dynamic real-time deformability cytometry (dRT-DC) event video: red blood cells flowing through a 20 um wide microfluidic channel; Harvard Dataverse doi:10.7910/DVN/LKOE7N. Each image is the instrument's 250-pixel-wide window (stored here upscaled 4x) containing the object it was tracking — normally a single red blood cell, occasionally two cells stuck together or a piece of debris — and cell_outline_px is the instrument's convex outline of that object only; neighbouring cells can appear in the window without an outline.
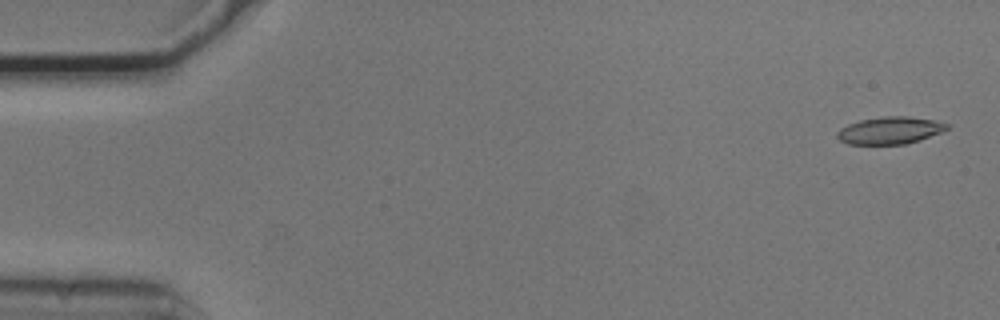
{"species": "common noctule bat (a hibernating species)", "species_latin": "Nyctalus noctula", "temperature_condition": "cold", "stored_images_in_passage": 37, "camera_frame_rate_fps": 3000, "um_per_image_px": 0.085, "animal": {"sex": "male", "body_mass_g": 20.5, "forearm_length_mm": 52.5}, "frame": {"image": 1, "passage_image": 2, "time_ms": 0.333, "image_size_px": [1000, 320], "cell_outline_px": [[948, 128], [940, 132], [920, 140], [904, 144], [848, 144], [840, 140], [836, 136], [836, 132], [840, 128], [848, 124], [860, 120], [884, 116], [908, 116], [932, 120], [948, 124]], "centroid_in_image_um": [75.6, 11.08], "position_along_channel_um": 9.4, "area_um2": 17.28}}
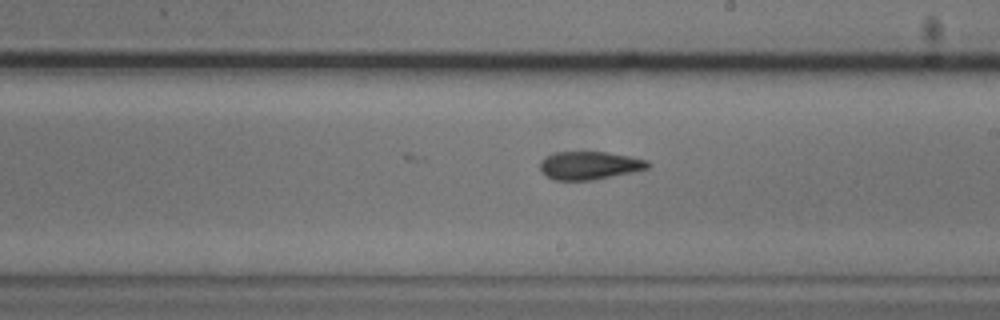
{"frame": {"image": 2, "passage_image": 31, "time_ms": 10.0, "image_size_px": [1000, 320], "cell_outline_px": [[652, 164], [648, 168], [632, 172], [592, 180], [556, 180], [548, 176], [540, 168], [540, 160], [544, 156], [556, 152], [608, 152], [648, 160]], "centroid_in_image_um": [50.12, 14.05], "position_along_channel_um": 238.9, "area_um2": 17.57}}
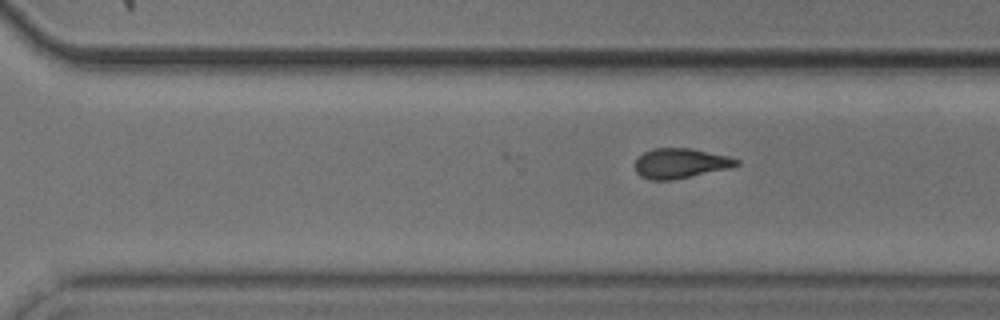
{"frame": {"image": 3, "passage_image": 37, "time_ms": 12.0, "image_size_px": [1000, 320], "cell_outline_px": [[740, 164], [732, 168], [672, 180], [652, 180], [640, 176], [636, 172], [636, 160], [644, 152], [652, 148], [692, 148], [728, 156], [740, 160]], "centroid_in_image_um": [57.87, 13.88], "position_along_channel_um": 312.7, "area_um2": 17.8}}